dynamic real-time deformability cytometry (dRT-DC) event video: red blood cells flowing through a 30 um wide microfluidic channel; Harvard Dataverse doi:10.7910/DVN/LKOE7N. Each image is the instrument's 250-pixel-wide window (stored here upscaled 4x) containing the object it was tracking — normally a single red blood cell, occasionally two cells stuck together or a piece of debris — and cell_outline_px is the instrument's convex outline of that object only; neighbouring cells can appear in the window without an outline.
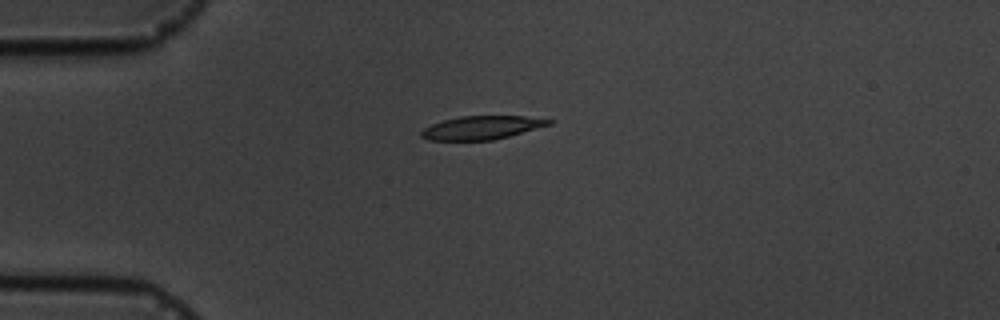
{"species": "common noctule bat (a hibernating species)", "species_latin": "Nyctalus noctula", "temperature_condition": "cold", "stored_images_in_passage": 4, "camera_frame_rate_fps": 3000, "um_per_image_px": 0.085, "animal": {"sex": "male", "body_mass_g": 19.5, "forearm_length_mm": 54.6}, "frame": {"image": 1, "passage_image": 1, "time_ms": 0.0, "image_size_px": [1000, 320], "cell_outline_px": [[556, 120], [552, 124], [508, 136], [492, 140], [428, 140], [420, 136], [420, 132], [424, 128], [432, 124], [444, 120], [460, 116], [524, 116]], "centroid_in_image_um": [40.95, 10.84], "position_along_channel_um": 44.0, "area_um2": 17.34}}
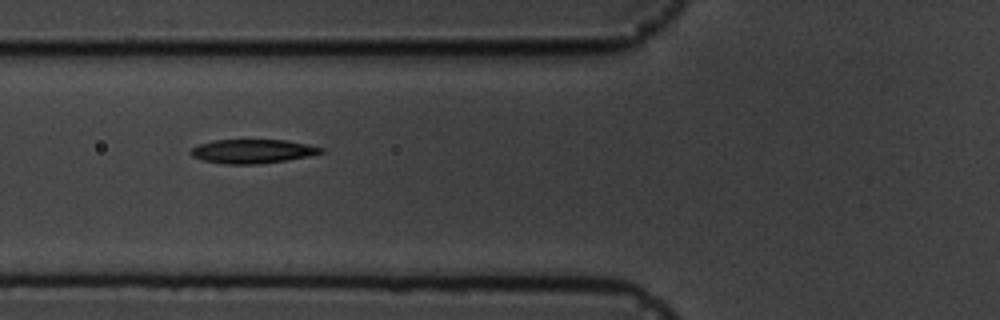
{"frame": {"image": 2, "passage_image": 3, "time_ms": 2.333, "image_size_px": [1000, 320], "cell_outline_px": [[328, 152], [288, 160], [256, 164], [224, 164], [204, 160], [192, 156], [188, 152], [192, 148], [200, 144], [216, 140], [284, 140], [308, 144], [324, 148]], "centroid_in_image_um": [21.51, 12.86], "position_along_channel_um": 104.3, "area_um2": 18.21}}
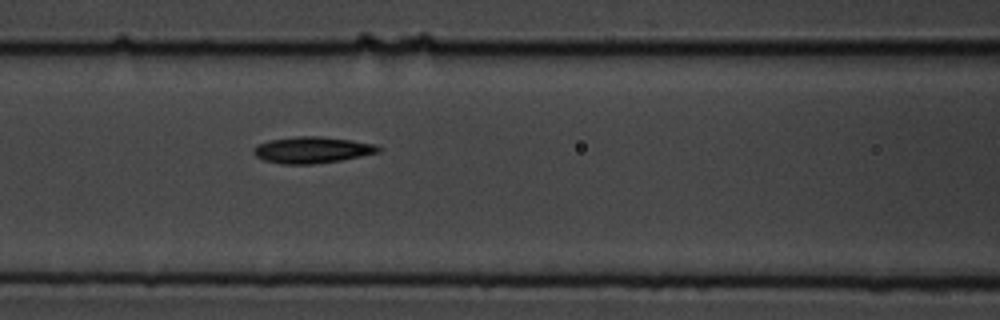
{"frame": {"image": 3, "passage_image": 4, "time_ms": 3.333, "image_size_px": [1000, 320], "cell_outline_px": [[380, 152], [340, 160], [312, 164], [284, 164], [264, 160], [256, 156], [252, 152], [252, 148], [256, 144], [268, 140], [296, 136], [320, 136], [352, 140], [376, 144], [380, 148]], "centroid_in_image_um": [26.49, 12.73], "position_along_channel_um": 140.1, "area_um2": 19.25}}